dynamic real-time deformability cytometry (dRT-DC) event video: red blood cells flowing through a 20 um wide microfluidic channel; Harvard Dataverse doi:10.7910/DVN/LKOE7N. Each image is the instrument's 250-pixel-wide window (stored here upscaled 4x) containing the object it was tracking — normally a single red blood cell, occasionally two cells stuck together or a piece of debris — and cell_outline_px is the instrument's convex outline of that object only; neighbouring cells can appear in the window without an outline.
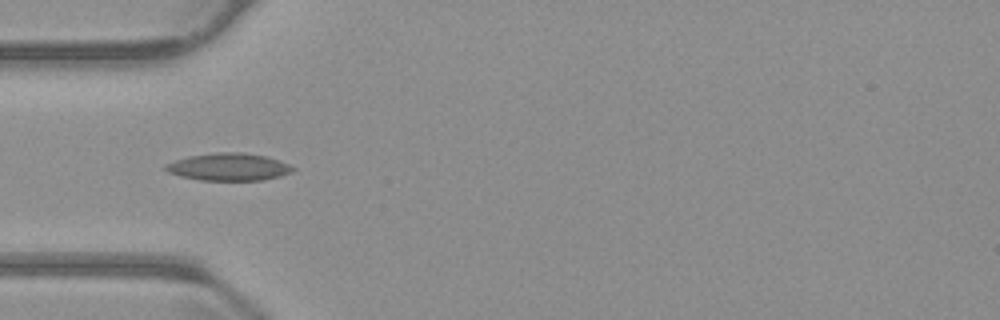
{"species": "common noctule bat (a hibernating species)", "species_latin": "Nyctalus noctula", "temperature_condition": "warm", "stored_images_in_passage": 54, "camera_frame_rate_fps": 3000, "um_per_image_px": 0.085, "animal": {"sex": "male", "body_mass_g": 23.1, "forearm_length_mm": 52.7}, "frame": {"image": 1, "passage_image": 16, "time_ms": 5.0, "image_size_px": [1000, 320], "cell_outline_px": [[296, 168], [292, 172], [280, 176], [264, 180], [200, 180], [180, 176], [168, 172], [164, 168], [164, 164], [188, 156], [216, 152], [240, 152], [268, 156], [288, 164]], "centroid_in_image_um": [19.44, 14.18], "position_along_channel_um": 65.6, "area_um2": 20.4}}
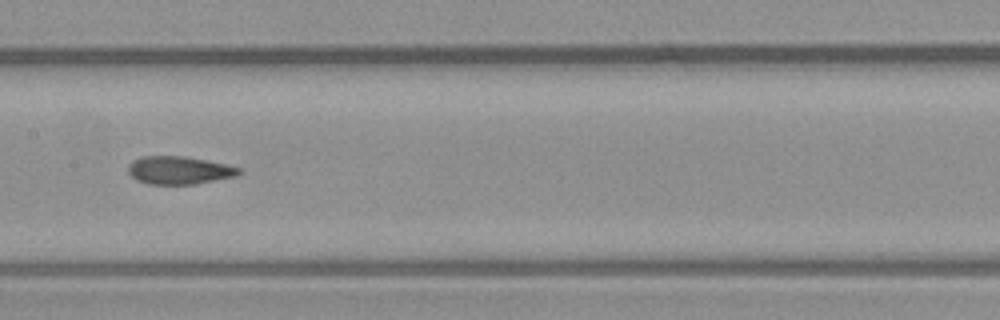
{"frame": {"image": 2, "passage_image": 26, "time_ms": 8.333, "image_size_px": [1000, 320], "cell_outline_px": [[244, 172], [236, 176], [196, 184], [148, 184], [136, 180], [128, 172], [128, 164], [132, 160], [144, 156], [184, 156], [244, 168]], "centroid_in_image_um": [15.24, 14.47], "position_along_channel_um": 192.2, "area_um2": 18.15}}
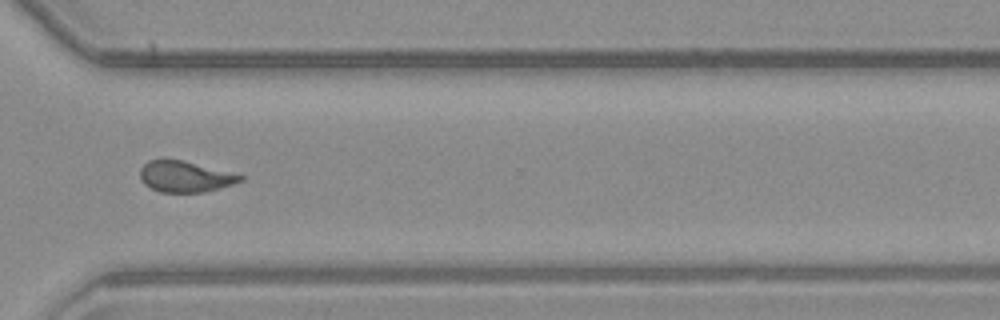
{"frame": {"image": 3, "passage_image": 39, "time_ms": 12.667, "image_size_px": [1000, 320], "cell_outline_px": [[244, 180], [220, 188], [204, 192], [160, 192], [144, 184], [140, 180], [140, 168], [148, 160], [160, 156], [164, 156], [244, 176]], "centroid_in_image_um": [15.64, 14.98], "position_along_channel_um": 355.0, "area_um2": 18.26}, "authors_computed_cell_mechanics": {"area_um2": 18.9006, "velocity_mm_per_s": 3.7606, "shape_relaxation_time_tau1_ms": 8.5062, "shape_relaxation_time_tau2_ms": 2.0673, "deformation_change_tau1": 0.2233, "deformation_change_tau2": 0.1023}}